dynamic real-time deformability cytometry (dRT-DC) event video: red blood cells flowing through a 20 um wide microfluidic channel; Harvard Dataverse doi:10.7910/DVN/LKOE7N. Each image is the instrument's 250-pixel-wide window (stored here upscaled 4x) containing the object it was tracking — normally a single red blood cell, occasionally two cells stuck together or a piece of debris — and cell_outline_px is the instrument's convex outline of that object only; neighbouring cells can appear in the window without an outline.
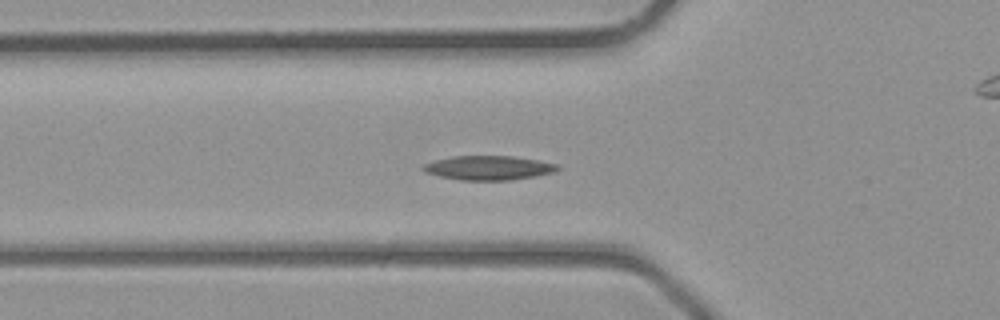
{"species": "common noctule bat (a hibernating species)", "species_latin": "Nyctalus noctula", "temperature_condition": "room temperature", "stored_images_in_passage": 35, "camera_frame_rate_fps": 3000, "um_per_image_px": 0.085, "animal": {"sex": "male", "body_mass_g": 23.1, "forearm_length_mm": 52.7}, "frame": {"image": 1, "passage_image": 8, "time_ms": 2.333, "image_size_px": [1000, 320], "cell_outline_px": [[560, 168], [556, 172], [536, 176], [508, 180], [460, 180], [440, 176], [424, 172], [420, 168], [424, 164], [436, 160], [452, 156], [512, 156], [540, 160], [560, 164]], "centroid_in_image_um": [41.57, 14.26], "position_along_channel_um": 84.2, "area_um2": 19.13}}
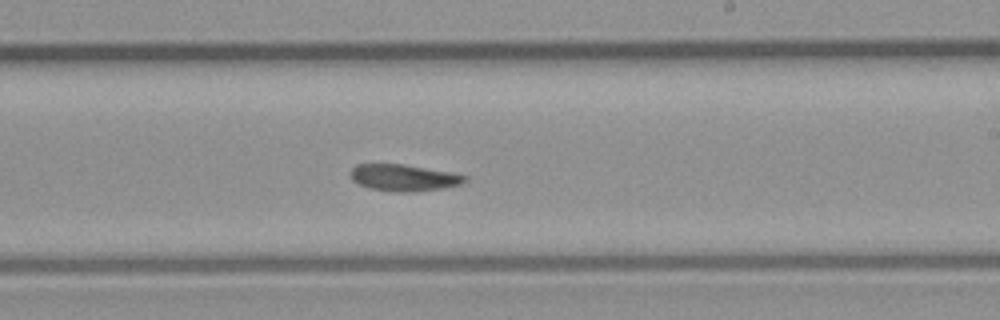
{"frame": {"image": 2, "passage_image": 18, "time_ms": 5.667, "image_size_px": [1000, 320], "cell_outline_px": [[468, 180], [460, 184], [440, 188], [412, 192], [396, 192], [368, 188], [352, 180], [348, 172], [356, 164], [404, 164], [452, 172], [468, 176]], "centroid_in_image_um": [34.3, 15.09], "position_along_channel_um": 254.7, "area_um2": 17.86}}
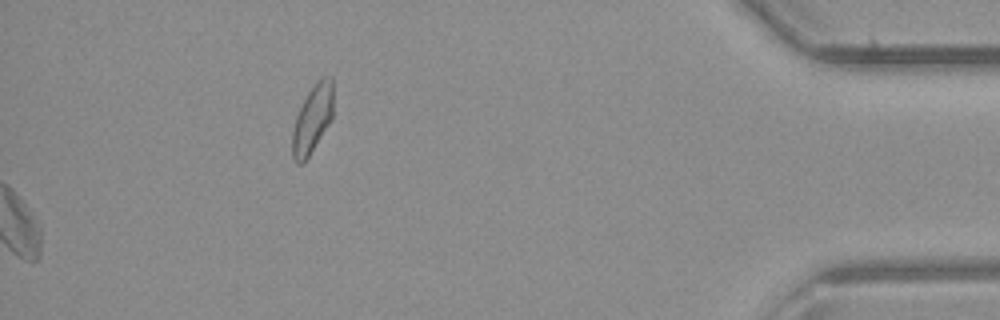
{"frame": {"image": 3, "passage_image": 35, "time_ms": 11.333, "image_size_px": [1000, 320], "cell_outline_px": [[332, 116], [328, 124], [308, 156], [300, 164], [296, 164], [292, 156], [292, 132], [296, 116], [308, 92], [324, 76], [332, 76]], "centroid_in_image_um": [26.53, 10.13], "position_along_channel_um": 408.7, "area_um2": 15.61}}